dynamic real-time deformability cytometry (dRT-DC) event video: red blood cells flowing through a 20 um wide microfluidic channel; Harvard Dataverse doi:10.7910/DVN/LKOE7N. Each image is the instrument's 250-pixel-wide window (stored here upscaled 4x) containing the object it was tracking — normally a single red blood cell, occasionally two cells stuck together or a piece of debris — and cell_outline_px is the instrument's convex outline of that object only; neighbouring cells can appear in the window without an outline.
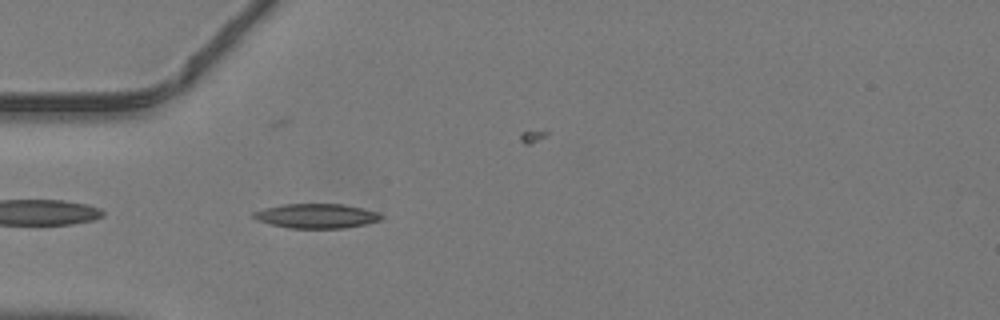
{"species": "common noctule bat (a hibernating species)", "species_latin": "Nyctalus noctula", "temperature_condition": "warm", "stored_images_in_passage": 24, "camera_frame_rate_fps": 3000, "um_per_image_px": 0.085, "animal": {"sex": "male", "body_mass_g": 19.2, "forearm_length_mm": 51.8}, "frame": {"image": 1, "passage_image": 2, "time_ms": 0.333, "image_size_px": [1000, 320], "cell_outline_px": [[384, 216], [380, 220], [364, 224], [344, 228], [288, 228], [256, 220], [252, 216], [252, 212], [264, 208], [284, 204], [344, 204], [364, 208], [376, 212]], "centroid_in_image_um": [26.88, 18.35], "position_along_channel_um": 58.1, "area_um2": 18.21}}
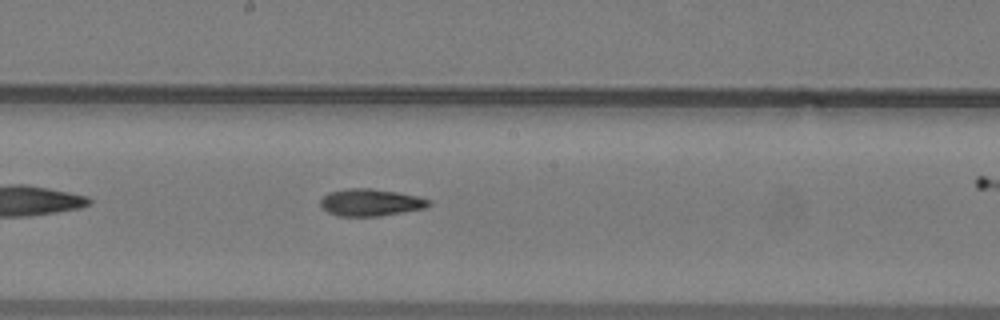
{"frame": {"image": 2, "passage_image": 13, "time_ms": 4.0, "image_size_px": [1000, 320], "cell_outline_px": [[432, 204], [424, 208], [380, 216], [336, 216], [328, 212], [320, 204], [320, 200], [328, 192], [348, 188], [368, 188], [396, 192], [416, 196], [428, 200]], "centroid_in_image_um": [31.46, 17.21], "position_along_channel_um": 216.7, "area_um2": 16.94}}
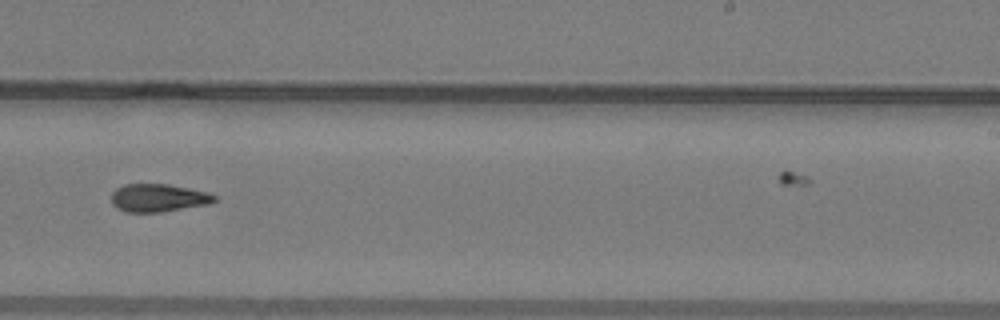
{"frame": {"image": 3, "passage_image": 17, "time_ms": 5.333, "image_size_px": [1000, 320], "cell_outline_px": [[216, 200], [212, 204], [160, 212], [124, 212], [116, 208], [112, 204], [112, 192], [116, 188], [124, 184], [168, 184], [208, 192], [216, 196]], "centroid_in_image_um": [13.46, 16.82], "position_along_channel_um": 275.5, "area_um2": 16.94}}